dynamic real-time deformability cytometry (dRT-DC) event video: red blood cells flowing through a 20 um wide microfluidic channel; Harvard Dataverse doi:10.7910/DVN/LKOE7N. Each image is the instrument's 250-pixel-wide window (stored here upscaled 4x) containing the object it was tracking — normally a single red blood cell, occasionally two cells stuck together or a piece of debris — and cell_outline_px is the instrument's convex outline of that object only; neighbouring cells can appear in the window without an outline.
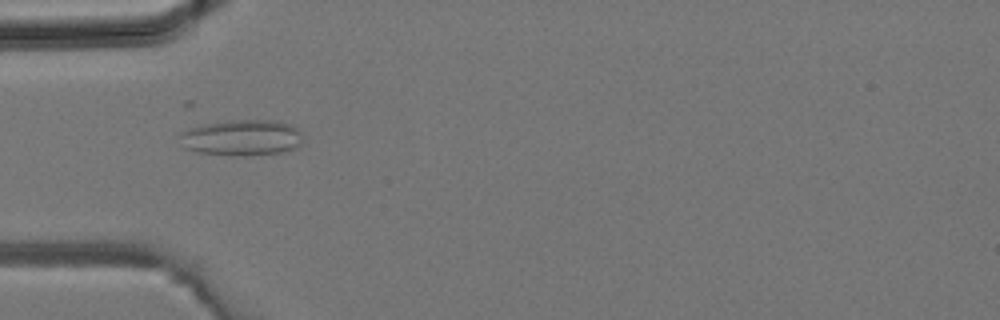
{"species": "common noctule bat (a hibernating species)", "species_latin": "Nyctalus noctula", "temperature_condition": "room temperature", "stored_images_in_passage": 27, "camera_frame_rate_fps": 3000, "um_per_image_px": 0.085, "animal": {"sex": "male", "body_mass_g": 19.2, "forearm_length_mm": 51.8}, "frame": {"image": 1, "passage_image": 2, "time_ms": 0.333, "image_size_px": [1000, 320], "cell_outline_px": [[300, 144], [296, 148], [280, 152], [248, 156], [232, 156], [196, 152], [180, 148], [176, 136], [180, 132], [188, 128], [204, 124], [232, 120], [276, 120], [292, 124], [300, 132]], "centroid_in_image_um": [20.44, 11.71], "position_along_channel_um": 64.6, "area_um2": 26.41}}
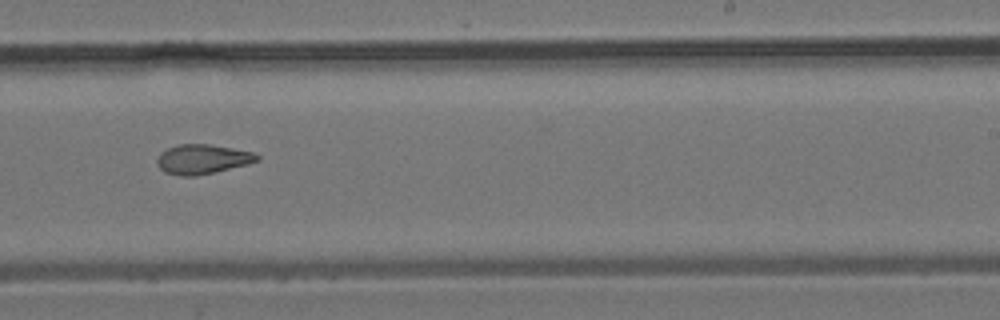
{"frame": {"image": 2, "passage_image": 13, "time_ms": 4.0, "image_size_px": [1000, 320], "cell_outline_px": [[260, 160], [248, 164], [196, 176], [180, 176], [164, 172], [156, 164], [156, 160], [160, 152], [168, 148], [180, 144], [208, 144], [232, 148], [252, 152], [260, 156]], "centroid_in_image_um": [17.18, 13.53], "position_along_channel_um": 271.8, "area_um2": 17.22}}
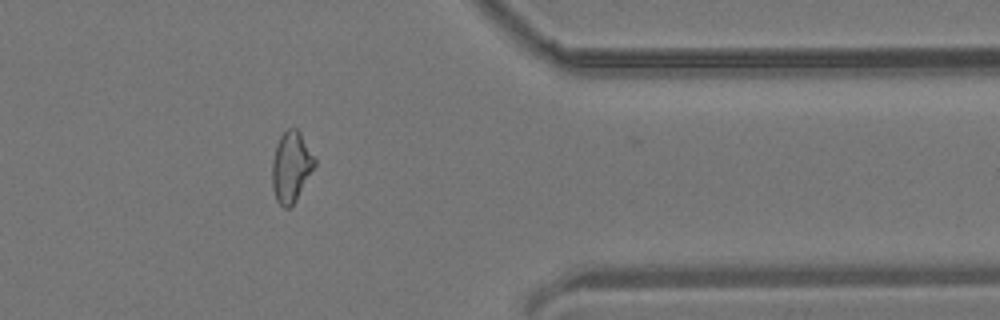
{"frame": {"image": 3, "passage_image": 20, "time_ms": 6.333, "image_size_px": [1000, 320], "cell_outline_px": [[316, 164], [296, 200], [288, 208], [284, 208], [276, 200], [272, 188], [272, 160], [276, 144], [280, 136], [288, 128], [296, 128], [300, 132], [316, 156]], "centroid_in_image_um": [24.75, 14.15], "position_along_channel_um": 386.6, "area_um2": 17.63}}